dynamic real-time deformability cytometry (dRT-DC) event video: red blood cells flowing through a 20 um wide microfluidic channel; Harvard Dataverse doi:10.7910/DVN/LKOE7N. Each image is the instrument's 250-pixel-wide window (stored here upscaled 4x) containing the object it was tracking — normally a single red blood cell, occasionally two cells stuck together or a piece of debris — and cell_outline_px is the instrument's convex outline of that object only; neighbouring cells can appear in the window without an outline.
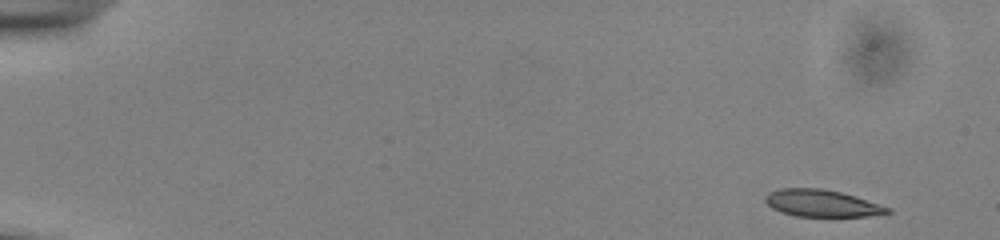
{"species": "common noctule bat (a hibernating species)", "species_latin": "Nyctalus noctula", "temperature_condition": "cold", "stored_images_in_passage": 50, "camera_frame_rate_fps": 3000, "um_per_image_px": 0.085, "animal": {"sex": "male", "body_mass_g": 13.0, "forearm_length_mm": 53.1}, "frame": {"image": 1, "passage_image": 1, "time_ms": 0.0, "image_size_px": [1000, 240], "cell_outline_px": [[892, 212], [868, 216], [796, 216], [780, 212], [772, 208], [764, 200], [764, 196], [768, 192], [780, 188], [820, 188], [840, 192], [856, 196], [892, 208]], "centroid_in_image_um": [69.84, 17.27], "position_along_channel_um": 15.2, "area_um2": 19.31}}
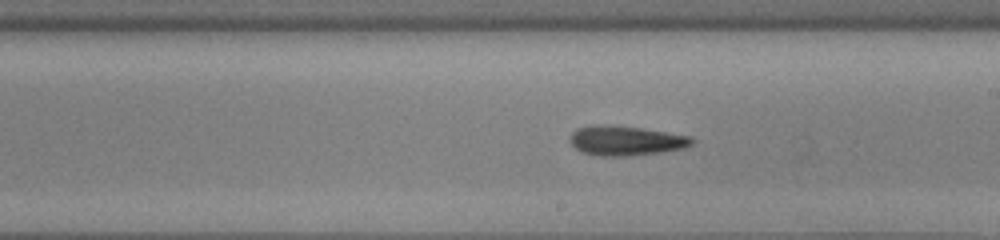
{"frame": {"image": 2, "passage_image": 29, "time_ms": 9.333, "image_size_px": [1000, 240], "cell_outline_px": [[696, 140], [692, 144], [684, 148], [660, 152], [628, 156], [600, 156], [580, 152], [568, 140], [568, 136], [576, 128], [592, 124], [600, 124], [640, 128], [692, 136]], "centroid_in_image_um": [53.15, 11.95], "position_along_channel_um": 235.8, "area_um2": 21.27}}
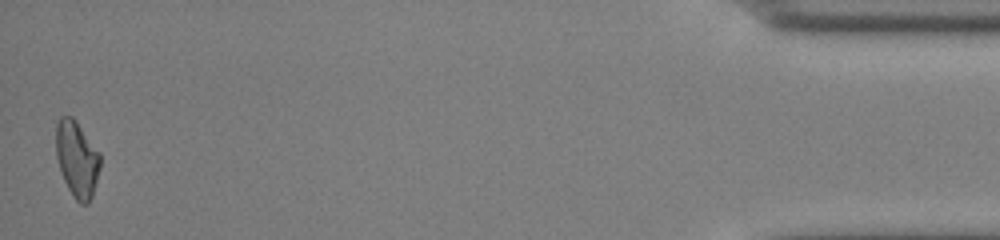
{"frame": {"image": 3, "passage_image": 50, "time_ms": 16.333, "image_size_px": [1000, 240], "cell_outline_px": [[100, 168], [92, 196], [88, 204], [80, 204], [72, 196], [64, 180], [56, 156], [56, 124], [60, 116], [72, 116], [76, 120], [100, 152]], "centroid_in_image_um": [6.55, 13.5], "position_along_channel_um": 428.7, "area_um2": 19.71}, "authors_computed_cell_mechanics": {"area_um2": 20.6057, "velocity_mm_per_s": 3.9231, "shape_relaxation_time_tau1_ms": 9.0919, "shape_relaxation_time_tau2_ms": 7.9896, "deformation_change_tau1": 0.1731, "deformation_change_tau2": 0.1948}}